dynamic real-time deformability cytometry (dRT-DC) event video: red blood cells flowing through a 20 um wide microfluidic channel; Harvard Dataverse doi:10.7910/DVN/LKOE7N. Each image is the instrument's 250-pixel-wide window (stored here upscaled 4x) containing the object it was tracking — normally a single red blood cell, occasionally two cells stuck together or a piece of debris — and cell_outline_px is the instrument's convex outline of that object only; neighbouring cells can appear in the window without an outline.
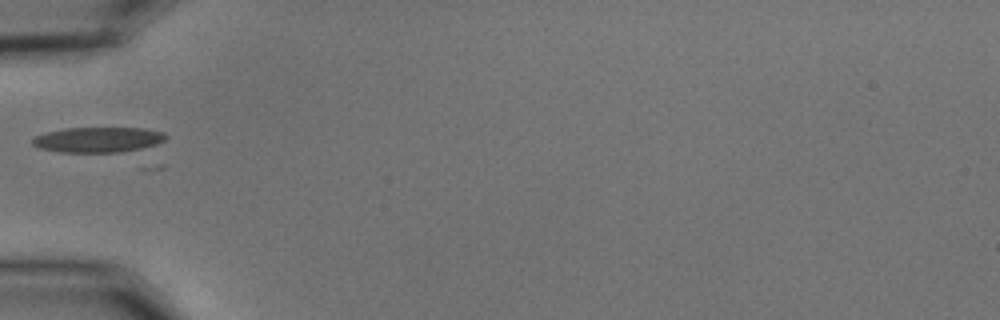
{"species": "common noctule bat (a hibernating species)", "species_latin": "Nyctalus noctula", "temperature_condition": "cold", "stored_images_in_passage": 6, "camera_frame_rate_fps": 3000, "um_per_image_px": 0.085, "animal": {"sex": "male", "body_mass_g": 15.6}, "frame": {"image": 1, "passage_image": 1, "time_ms": 0.0, "image_size_px": [1000, 320], "cell_outline_px": [[168, 136], [164, 140], [156, 144], [140, 148], [120, 152], [60, 152], [36, 148], [32, 144], [32, 140], [36, 136], [48, 132], [64, 128], [140, 128], [164, 132]], "centroid_in_image_um": [8.31, 11.87], "position_along_channel_um": 76.7, "area_um2": 19.54}}